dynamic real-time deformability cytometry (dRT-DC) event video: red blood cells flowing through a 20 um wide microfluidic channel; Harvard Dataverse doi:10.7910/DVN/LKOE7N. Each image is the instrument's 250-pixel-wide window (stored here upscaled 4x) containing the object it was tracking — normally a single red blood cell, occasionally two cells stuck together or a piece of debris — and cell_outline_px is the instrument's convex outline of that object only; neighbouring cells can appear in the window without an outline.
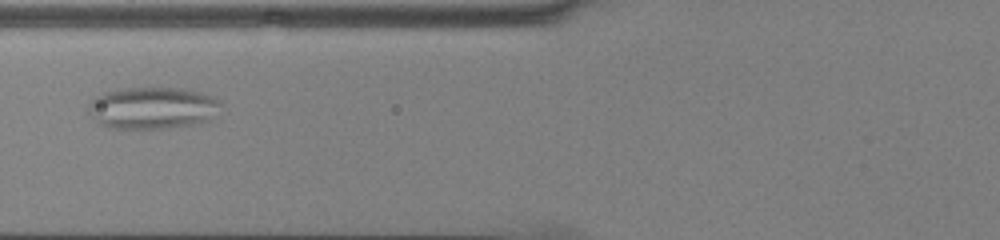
{"species": "common noctule bat (a hibernating species)", "species_latin": "Nyctalus noctula", "temperature_condition": "cold", "stored_images_in_passage": 9, "camera_frame_rate_fps": 3000, "um_per_image_px": 0.085, "animal": {"sex": "male", "body_mass_g": 13.0, "forearm_length_mm": 53.1}, "frame": {"image": 1, "passage_image": 4, "time_ms": 1.0, "image_size_px": [1000, 240], "cell_outline_px": [[220, 104], [212, 120], [192, 124], [168, 128], [108, 128], [92, 120], [88, 112], [88, 104], [96, 96], [104, 92], [124, 88], [184, 88], [216, 96]], "centroid_in_image_um": [12.94, 9.17], "position_along_channel_um": 112.9, "area_um2": 32.6}}